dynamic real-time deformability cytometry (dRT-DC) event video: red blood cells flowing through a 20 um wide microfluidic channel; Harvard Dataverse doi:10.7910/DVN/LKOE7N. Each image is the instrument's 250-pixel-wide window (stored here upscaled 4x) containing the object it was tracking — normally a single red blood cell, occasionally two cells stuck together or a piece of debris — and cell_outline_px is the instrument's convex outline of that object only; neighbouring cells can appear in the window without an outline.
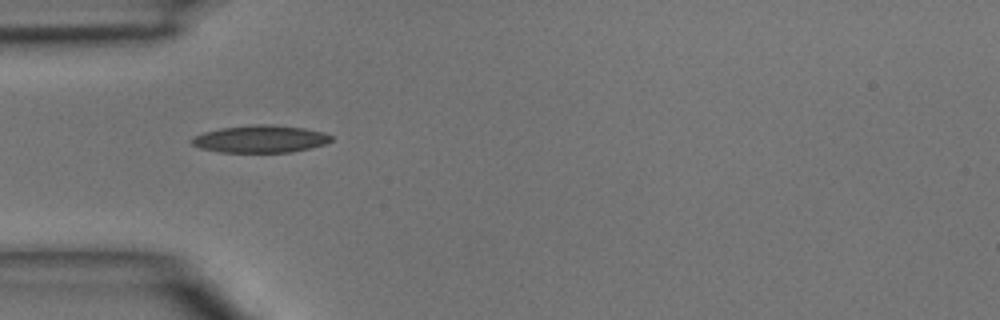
{"species": "common noctule bat (a hibernating species)", "species_latin": "Nyctalus noctula", "temperature_condition": "room temperature", "stored_images_in_passage": 5, "camera_frame_rate_fps": 3000, "um_per_image_px": 0.085, "animal": {"sex": "male", "body_mass_g": 15.6}, "frame": {"image": 1, "passage_image": 4, "time_ms": 3.333, "image_size_px": [1000, 320], "cell_outline_px": [[332, 140], [324, 144], [292, 152], [220, 152], [200, 148], [192, 144], [188, 140], [192, 136], [204, 132], [220, 128], [256, 124], [268, 124], [304, 128], [324, 132], [332, 136]], "centroid_in_image_um": [22.09, 11.81], "position_along_channel_um": 62.9, "area_um2": 22.25}}
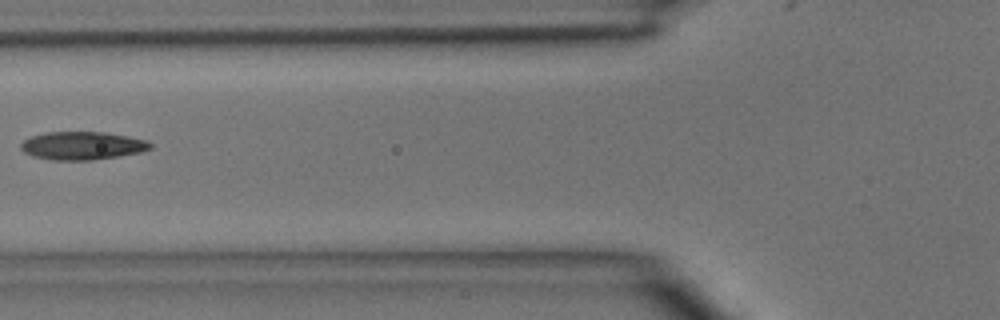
{"frame": {"image": 2, "passage_image": 5, "time_ms": 4.667, "image_size_px": [1000, 320], "cell_outline_px": [[152, 148], [140, 152], [120, 156], [92, 160], [52, 160], [32, 156], [24, 152], [20, 148], [20, 144], [24, 140], [32, 136], [48, 132], [104, 132], [128, 136], [148, 140], [152, 144]], "centroid_in_image_um": [7.01, 12.38], "position_along_channel_um": 118.8, "area_um2": 21.27}}